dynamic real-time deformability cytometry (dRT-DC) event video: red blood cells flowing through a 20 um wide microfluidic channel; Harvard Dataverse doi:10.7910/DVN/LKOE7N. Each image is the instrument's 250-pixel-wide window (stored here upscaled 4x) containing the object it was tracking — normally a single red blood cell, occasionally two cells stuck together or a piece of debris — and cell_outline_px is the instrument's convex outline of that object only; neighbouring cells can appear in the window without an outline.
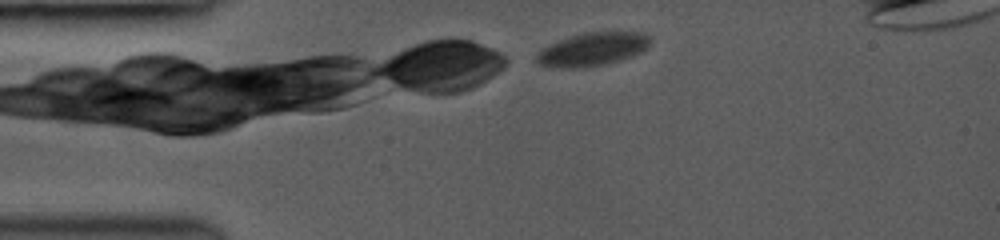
{"species": "common noctule bat (a hibernating species)", "species_latin": "Nyctalus noctula", "temperature_condition": "room temperature", "stored_images_in_passage": 2, "camera_frame_rate_fps": 3000, "um_per_image_px": 0.085, "animal": {"sex": "female", "body_mass_g": 19.0, "forearm_length_mm": 53.3}, "frame": {"image": 1, "passage_image": 2, "time_ms": 0.333, "image_size_px": [1000, 240], "cell_outline_px": [[652, 40], [648, 48], [632, 56], [620, 60], [600, 64], [572, 68], [560, 68], [540, 64], [536, 60], [536, 52], [540, 48], [548, 44], [584, 32], [644, 32]], "centroid_in_image_um": [50.36, 4.17], "position_along_channel_um": 34.6, "area_um2": 21.91}}